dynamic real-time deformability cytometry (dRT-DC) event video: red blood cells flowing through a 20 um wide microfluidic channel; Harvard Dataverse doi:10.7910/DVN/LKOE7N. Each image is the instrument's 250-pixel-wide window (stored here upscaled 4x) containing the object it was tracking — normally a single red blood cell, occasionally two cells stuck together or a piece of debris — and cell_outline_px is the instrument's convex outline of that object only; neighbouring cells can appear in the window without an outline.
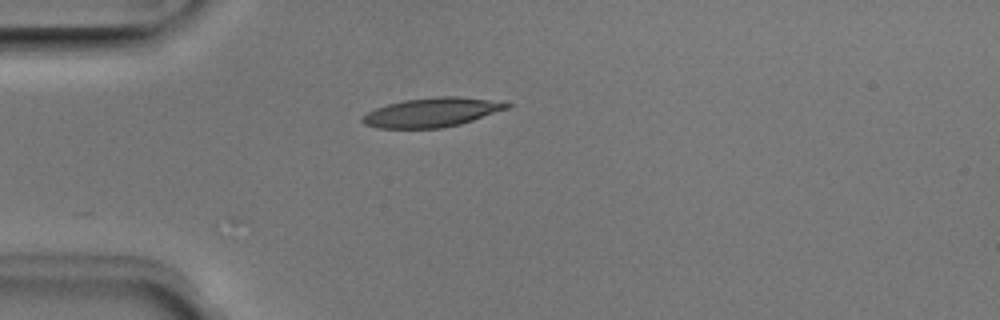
{"species": "Egyptian fruit bat (a non-hibernating species)", "species_latin": "Rousettus aegyptiacus", "temperature_condition": "room temperature", "stored_images_in_passage": 28, "camera_frame_rate_fps": 3000, "um_per_image_px": 0.085, "animal": {"sex": "male"}, "frame": {"image": 1, "passage_image": 1, "time_ms": 0.0, "image_size_px": [1000, 320], "cell_outline_px": [[512, 104], [508, 108], [460, 124], [440, 128], [376, 128], [364, 124], [360, 120], [360, 116], [376, 108], [388, 104], [404, 100], [436, 96], [456, 96], [488, 100]], "centroid_in_image_um": [36.63, 9.55], "position_along_channel_um": 48.4, "area_um2": 24.33}}
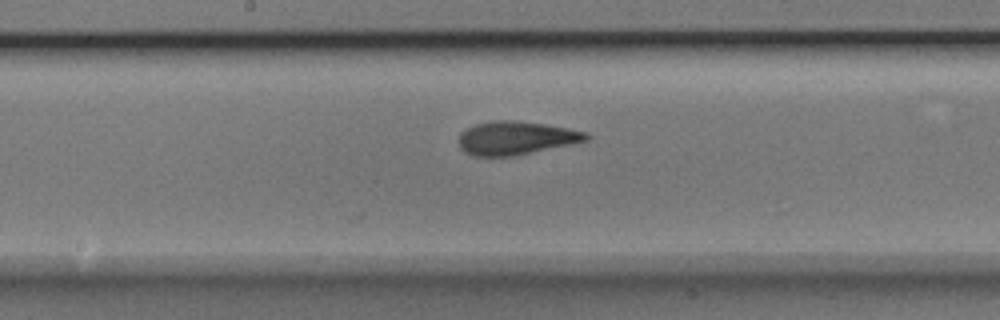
{"frame": {"image": 2, "passage_image": 14, "time_ms": 4.333, "image_size_px": [1000, 320], "cell_outline_px": [[592, 136], [588, 140], [572, 144], [512, 156], [472, 156], [464, 152], [460, 148], [460, 132], [476, 124], [492, 120], [516, 120], [544, 124], [568, 128], [588, 132]], "centroid_in_image_um": [43.88, 11.72], "position_along_channel_um": 204.3, "area_um2": 24.85}}
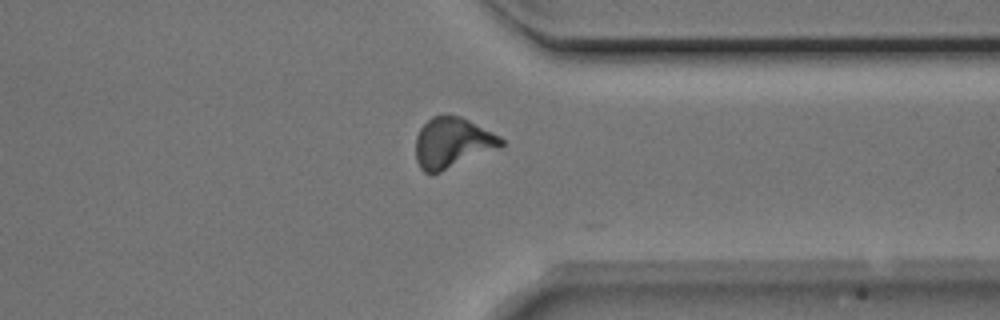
{"frame": {"image": 3, "passage_image": 27, "time_ms": 8.667, "image_size_px": [1000, 320], "cell_outline_px": [[504, 144], [500, 148], [440, 172], [424, 172], [420, 168], [416, 160], [416, 136], [420, 128], [432, 116], [460, 116], [500, 136], [504, 140]], "centroid_in_image_um": [38.45, 12.14], "position_along_channel_um": 372.9, "area_um2": 24.85}, "authors_computed_cell_mechanics": {"area_um2": 24.5072, "velocity_mm_per_s": 3.9493, "shape_relaxation_time_tau1_ms": 4.3535, "shape_relaxation_time_tau2_ms": null, "deformation_change_tau1": 0.1535, "deformation_change_tau2": null}}